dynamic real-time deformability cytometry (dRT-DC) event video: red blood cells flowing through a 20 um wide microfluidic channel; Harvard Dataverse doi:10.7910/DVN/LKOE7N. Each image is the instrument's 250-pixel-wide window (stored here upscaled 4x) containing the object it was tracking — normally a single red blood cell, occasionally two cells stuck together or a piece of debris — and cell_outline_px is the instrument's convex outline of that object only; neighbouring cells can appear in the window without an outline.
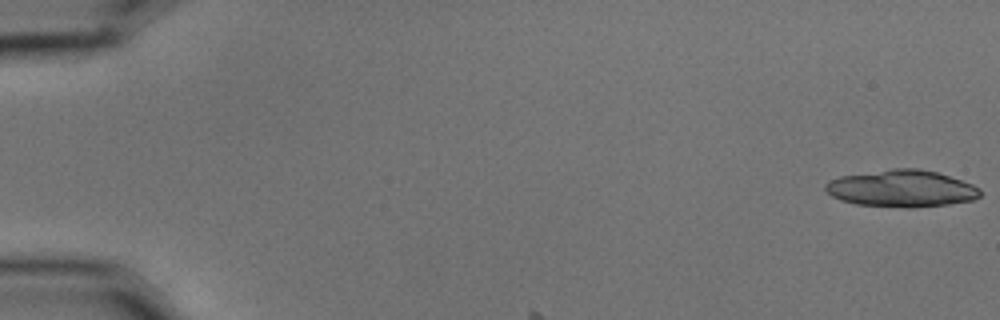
{"species": "common noctule bat (a hibernating species)", "species_latin": "Nyctalus noctula", "temperature_condition": "cold", "stored_images_in_passage": 3, "camera_frame_rate_fps": 3000, "um_per_image_px": 0.085, "animal": {"sex": "male", "body_mass_g": 15.6}, "frame": {"image": 1, "passage_image": 1, "time_ms": 0.0, "image_size_px": [1000, 320], "cell_outline_px": [[980, 196], [972, 200], [948, 204], [912, 208], [904, 208], [856, 204], [840, 200], [832, 196], [824, 188], [824, 184], [828, 180], [840, 176], [892, 168], [920, 168], [936, 172], [972, 184], [980, 188]], "centroid_in_image_um": [76.6, 16.02], "position_along_channel_um": 8.4, "area_um2": 33.41}}